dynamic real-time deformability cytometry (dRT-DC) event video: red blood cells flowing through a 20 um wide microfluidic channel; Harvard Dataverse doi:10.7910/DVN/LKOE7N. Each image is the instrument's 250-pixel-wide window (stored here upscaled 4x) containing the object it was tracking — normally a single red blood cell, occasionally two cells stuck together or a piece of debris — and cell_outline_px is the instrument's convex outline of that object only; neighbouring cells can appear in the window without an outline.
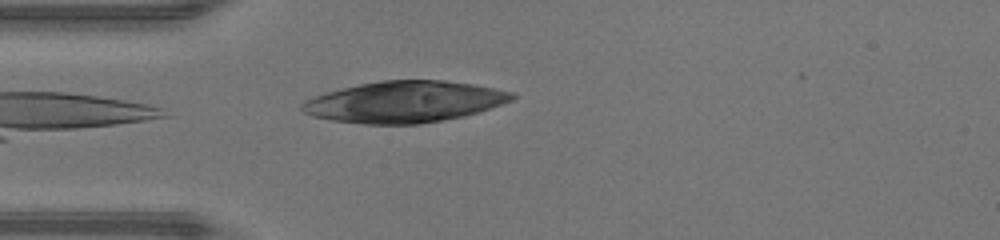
{"species": "human", "species_latin": "Homo sapiens", "temperature_condition": "warm", "stored_images_in_passage": 35, "camera_frame_rate_fps": 3000, "um_per_image_px": 0.085, "donor": {"sex": "male"}, "frame": {"image": 1, "passage_image": 1, "time_ms": 0.0, "image_size_px": [1000, 240], "cell_outline_px": [[516, 96], [512, 100], [464, 116], [444, 120], [420, 124], [364, 124], [332, 120], [312, 116], [304, 112], [300, 108], [304, 100], [324, 92], [360, 84], [380, 80], [444, 80], [472, 84], [512, 92]], "centroid_in_image_um": [34.33, 8.65], "position_along_channel_um": 50.7, "area_um2": 50.34}}
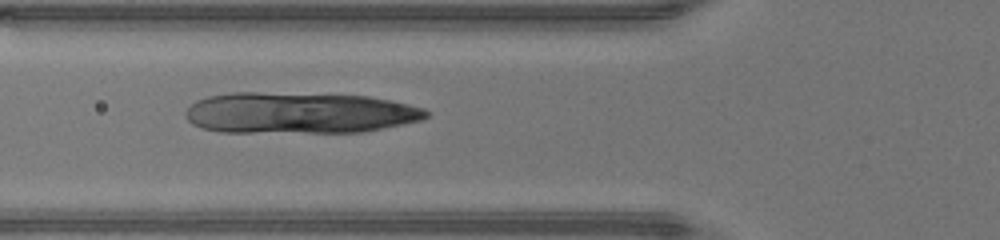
{"frame": {"image": 2, "passage_image": 5, "time_ms": 1.333, "image_size_px": [1000, 240], "cell_outline_px": [[428, 116], [420, 120], [364, 132], [220, 132], [204, 128], [192, 124], [184, 116], [184, 112], [196, 100], [208, 96], [232, 92], [256, 92], [368, 96], [392, 100], [424, 108], [428, 112]], "centroid_in_image_um": [25.41, 9.59], "position_along_channel_um": 100.4, "area_um2": 57.8}}
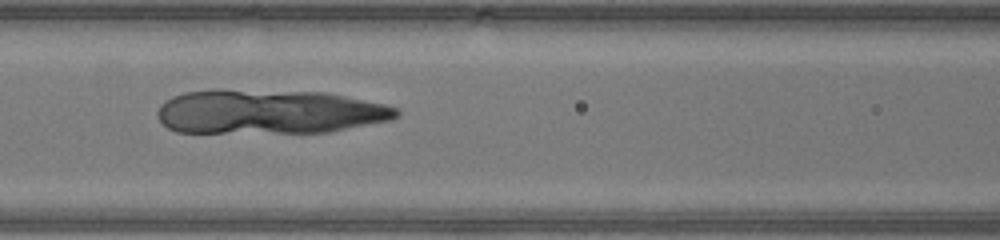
{"frame": {"image": 3, "passage_image": 8, "time_ms": 2.333, "image_size_px": [1000, 240], "cell_outline_px": [[400, 116], [392, 120], [332, 132], [176, 132], [168, 128], [160, 120], [156, 112], [160, 104], [164, 100], [172, 96], [184, 92], [216, 88], [328, 92], [384, 104], [396, 108], [400, 112]], "centroid_in_image_um": [22.87, 9.48], "position_along_channel_um": 143.7, "area_um2": 62.71}}